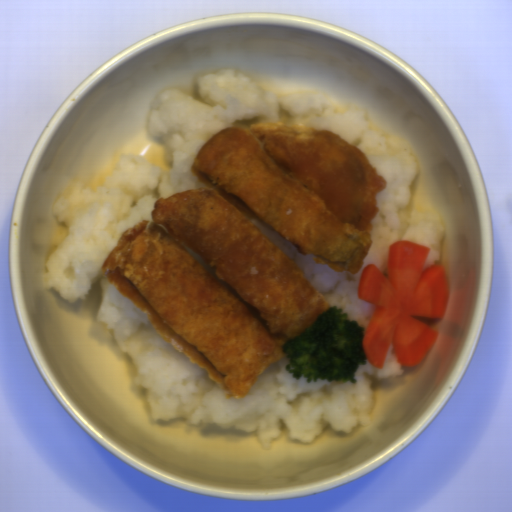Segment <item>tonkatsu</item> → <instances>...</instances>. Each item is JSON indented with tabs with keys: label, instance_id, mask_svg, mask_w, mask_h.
<instances>
[{
	"label": "tonkatsu",
	"instance_id": "d4beea91",
	"mask_svg": "<svg viewBox=\"0 0 512 512\" xmlns=\"http://www.w3.org/2000/svg\"><path fill=\"white\" fill-rule=\"evenodd\" d=\"M190 170L205 188L158 199L100 273L236 401L331 306L253 221L316 264L354 275L387 179L341 134L271 120L219 130Z\"/></svg>",
	"mask_w": 512,
	"mask_h": 512
}]
</instances>
